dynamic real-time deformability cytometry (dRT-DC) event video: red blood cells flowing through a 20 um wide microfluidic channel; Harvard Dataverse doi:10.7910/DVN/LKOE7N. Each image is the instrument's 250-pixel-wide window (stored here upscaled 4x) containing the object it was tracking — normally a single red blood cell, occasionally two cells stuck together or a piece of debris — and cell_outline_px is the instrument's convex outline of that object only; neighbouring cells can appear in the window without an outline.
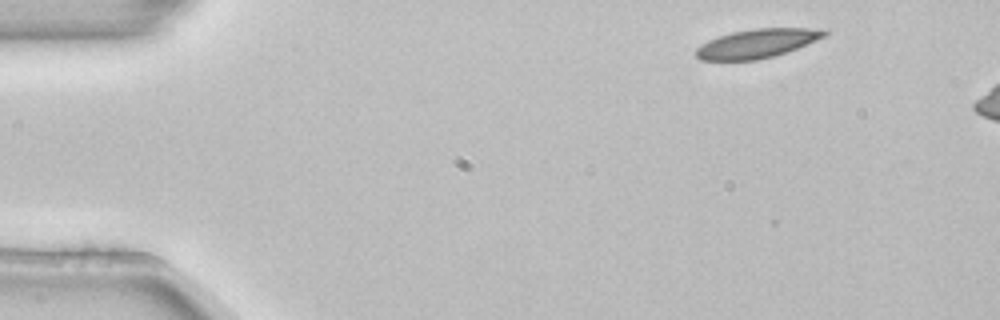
{"species": "common noctule bat (a hibernating species)", "species_latin": "Nyctalus noctula", "temperature_condition": "room temperature", "stored_images_in_passage": 2, "camera_frame_rate_fps": 3000, "um_per_image_px": 0.085, "animal": {"sex": "female", "body_mass_g": 22.7, "forearm_length_mm": 54.2}, "frame": {"image": 1, "passage_image": 1, "time_ms": 0.0, "image_size_px": [1000, 320], "cell_outline_px": [[828, 32], [824, 36], [796, 48], [772, 56], [756, 60], [700, 60], [696, 56], [696, 48], [700, 44], [708, 40], [732, 32], [756, 28], [828, 28]], "centroid_in_image_um": [64.33, 3.68], "position_along_channel_um": 20.7, "area_um2": 21.39}}